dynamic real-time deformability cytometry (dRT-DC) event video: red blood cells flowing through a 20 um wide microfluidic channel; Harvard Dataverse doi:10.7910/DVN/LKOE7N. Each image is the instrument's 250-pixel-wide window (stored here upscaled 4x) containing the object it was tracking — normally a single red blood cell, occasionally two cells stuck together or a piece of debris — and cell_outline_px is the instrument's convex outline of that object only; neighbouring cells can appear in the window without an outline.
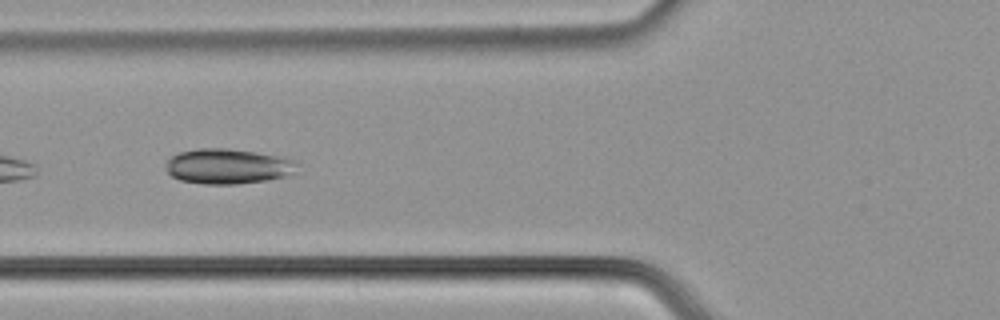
{"species": "common noctule bat (a hibernating species)", "species_latin": "Nyctalus noctula", "temperature_condition": "cold", "stored_images_in_passage": 7, "camera_frame_rate_fps": 3000, "um_per_image_px": 0.085, "animal": {"sex": "male", "body_mass_g": 21.5, "forearm_length_mm": 52.0}, "frame": {"image": 1, "passage_image": 5, "time_ms": 1.333, "image_size_px": [1000, 320], "cell_outline_px": [[296, 164], [292, 172], [284, 176], [264, 180], [236, 184], [204, 184], [180, 180], [172, 176], [168, 172], [164, 164], [172, 156], [180, 152], [196, 148], [228, 148], [284, 156], [292, 160]], "centroid_in_image_um": [19.31, 14.12], "position_along_channel_um": 106.5, "area_um2": 26.7}}
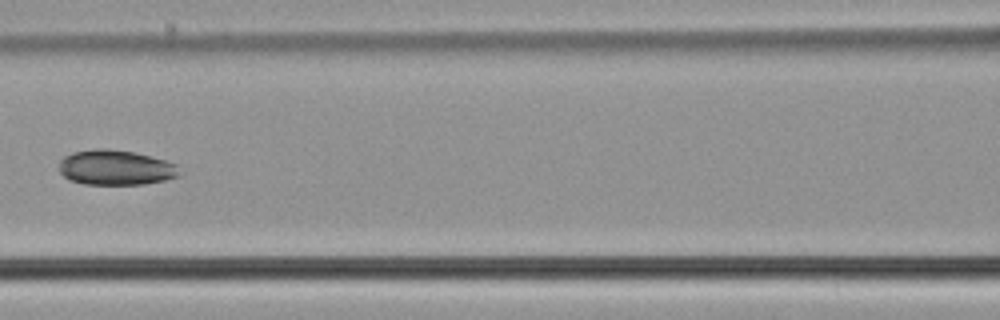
{"frame": {"image": 2, "passage_image": 6, "time_ms": 1.667, "image_size_px": [1000, 320], "cell_outline_px": [[180, 176], [164, 180], [144, 184], [84, 184], [68, 180], [60, 172], [60, 160], [64, 156], [72, 152], [96, 148], [108, 148], [136, 152], [164, 160], [176, 164]], "centroid_in_image_um": [9.81, 14.23], "position_along_channel_um": 156.8, "area_um2": 24.68}}
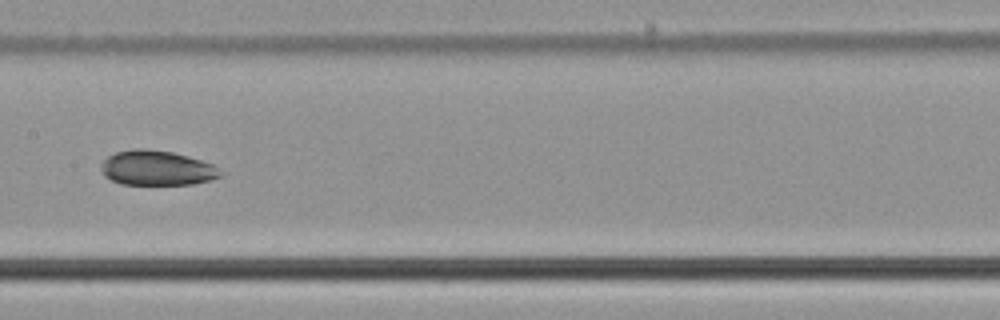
{"frame": {"image": 3, "passage_image": 7, "time_ms": 2.0, "image_size_px": [1000, 320], "cell_outline_px": [[224, 176], [192, 184], [120, 184], [104, 176], [100, 168], [100, 164], [108, 156], [116, 152], [132, 148], [144, 148], [172, 152], [188, 156], [212, 164], [224, 172]], "centroid_in_image_um": [13.32, 14.27], "position_along_channel_um": 194.1, "area_um2": 24.33}}